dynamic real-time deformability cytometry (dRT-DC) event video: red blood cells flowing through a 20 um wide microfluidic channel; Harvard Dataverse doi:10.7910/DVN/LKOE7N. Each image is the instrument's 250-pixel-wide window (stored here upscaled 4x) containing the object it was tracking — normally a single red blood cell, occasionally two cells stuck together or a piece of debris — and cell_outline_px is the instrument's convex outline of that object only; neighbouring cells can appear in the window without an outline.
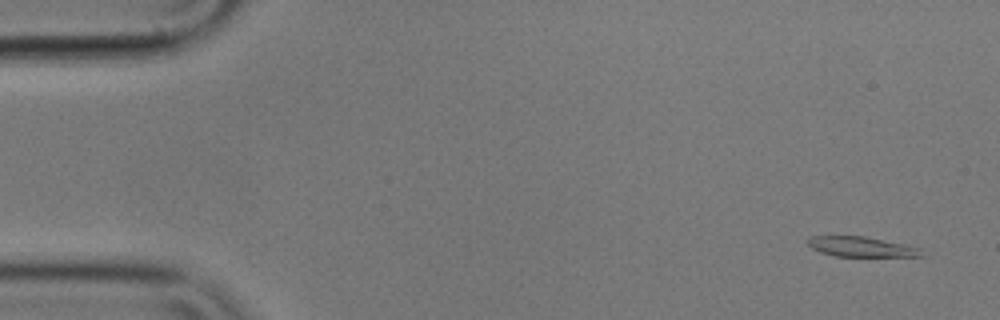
{"species": "common noctule bat (a hibernating species)", "species_latin": "Nyctalus noctula", "temperature_condition": "cold", "stored_images_in_passage": 9, "camera_frame_rate_fps": 3000, "um_per_image_px": 0.085, "animal": {"sex": "male", "body_mass_g": 17.9}, "frame": {"image": 1, "passage_image": 1, "time_ms": 0.0, "image_size_px": [1000, 320], "cell_outline_px": [[924, 256], [836, 256], [820, 252], [812, 248], [808, 244], [808, 236], [864, 236], [904, 244], [920, 248]], "centroid_in_image_um": [73.19, 20.97], "position_along_channel_um": 11.8, "area_um2": 13.12}}
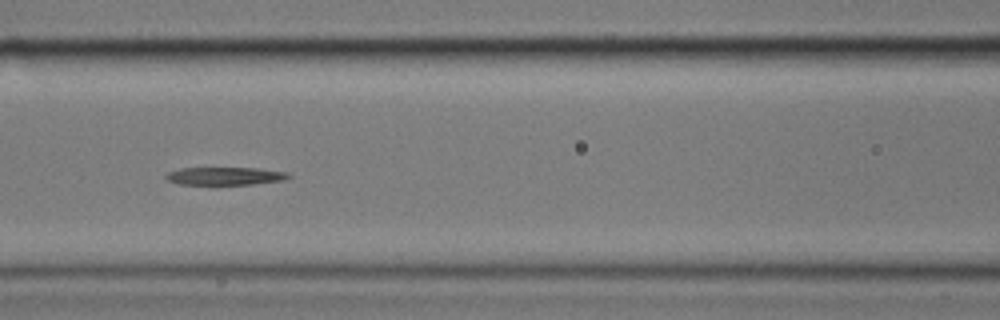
{"frame": {"image": 2, "passage_image": 7, "time_ms": 2.0, "image_size_px": [1000, 320], "cell_outline_px": [[292, 176], [284, 180], [252, 184], [216, 188], [212, 188], [180, 184], [168, 180], [164, 176], [168, 172], [180, 168], [256, 168], [288, 172]], "centroid_in_image_um": [19.08, 15.02], "position_along_channel_um": 147.5, "area_um2": 13.76}}
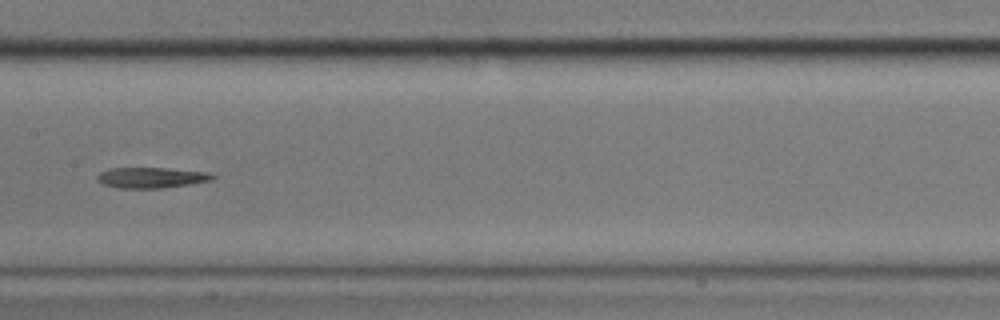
{"frame": {"image": 3, "passage_image": 8, "time_ms": 2.333, "image_size_px": [1000, 320], "cell_outline_px": [[216, 176], [212, 180], [188, 184], [160, 188], [120, 188], [104, 184], [96, 180], [96, 176], [100, 172], [112, 168], [164, 168], [208, 172]], "centroid_in_image_um": [12.84, 15.09], "position_along_channel_um": 194.6, "area_um2": 13.7}}